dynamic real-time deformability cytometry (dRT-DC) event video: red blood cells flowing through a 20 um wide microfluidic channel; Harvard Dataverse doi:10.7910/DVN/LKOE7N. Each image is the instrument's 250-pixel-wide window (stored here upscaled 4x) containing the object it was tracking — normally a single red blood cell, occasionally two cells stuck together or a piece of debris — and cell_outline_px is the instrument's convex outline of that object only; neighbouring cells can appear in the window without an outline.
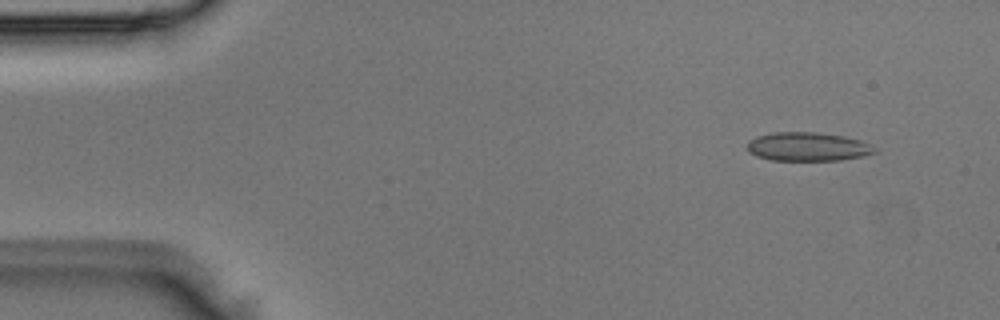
{"species": "Egyptian fruit bat (a non-hibernating species)", "species_latin": "Rousettus aegyptiacus", "temperature_condition": "room temperature", "stored_images_in_passage": 4, "camera_frame_rate_fps": 3000, "um_per_image_px": 0.085, "animal": {"sex": "male"}, "frame": {"image": 1, "passage_image": 1, "time_ms": 0.0, "image_size_px": [1000, 320], "cell_outline_px": [[876, 152], [864, 156], [840, 160], [772, 160], [756, 156], [748, 152], [748, 140], [756, 136], [772, 132], [816, 132], [844, 136], [860, 140], [868, 144]], "centroid_in_image_um": [68.6, 12.46], "position_along_channel_um": 16.4, "area_um2": 21.27}}
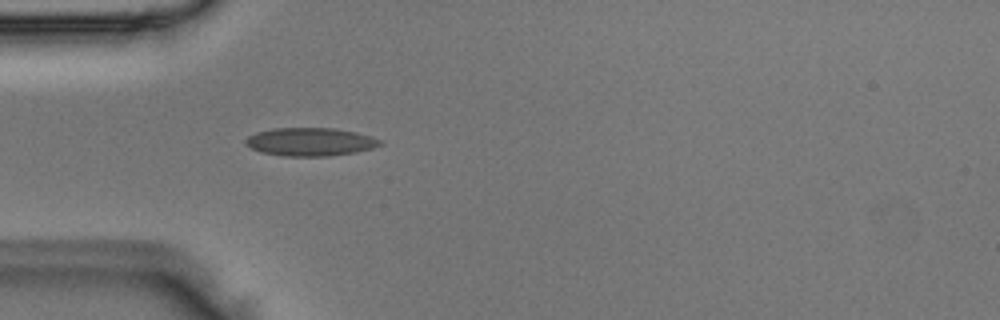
{"frame": {"image": 2, "passage_image": 4, "time_ms": 1.0, "image_size_px": [1000, 320], "cell_outline_px": [[384, 144], [372, 148], [356, 152], [328, 156], [284, 156], [260, 152], [244, 144], [244, 140], [248, 136], [256, 132], [272, 128], [336, 128], [356, 132], [372, 136], [384, 140]], "centroid_in_image_um": [26.39, 12.05], "position_along_channel_um": 58.6, "area_um2": 22.37}}